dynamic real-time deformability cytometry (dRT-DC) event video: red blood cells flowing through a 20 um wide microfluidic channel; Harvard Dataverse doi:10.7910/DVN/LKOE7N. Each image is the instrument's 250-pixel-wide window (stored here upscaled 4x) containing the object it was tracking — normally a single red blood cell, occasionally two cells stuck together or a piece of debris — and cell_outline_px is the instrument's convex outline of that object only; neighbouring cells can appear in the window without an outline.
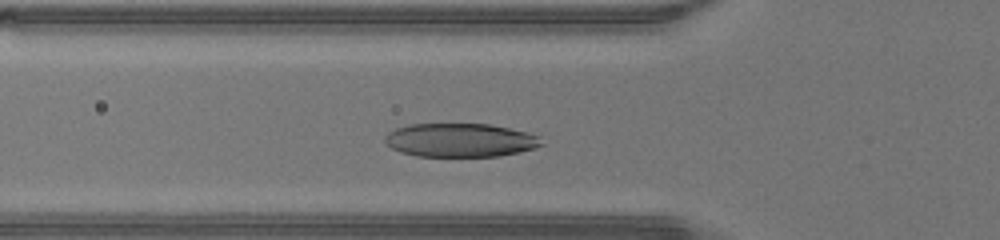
{"species": "human", "species_latin": "Homo sapiens", "temperature_condition": "warm", "stored_images_in_passage": 24, "camera_frame_rate_fps": 3000, "um_per_image_px": 0.085, "donor": {"sex": "male"}, "frame": {"image": 1, "passage_image": 2, "time_ms": 0.333, "image_size_px": [1000, 240], "cell_outline_px": [[544, 144], [536, 148], [520, 152], [500, 156], [416, 156], [400, 152], [392, 148], [384, 140], [384, 136], [388, 132], [396, 128], [408, 124], [488, 124], [508, 128], [540, 136]], "centroid_in_image_um": [39.12, 11.92], "position_along_channel_um": 86.7, "area_um2": 30.75}}
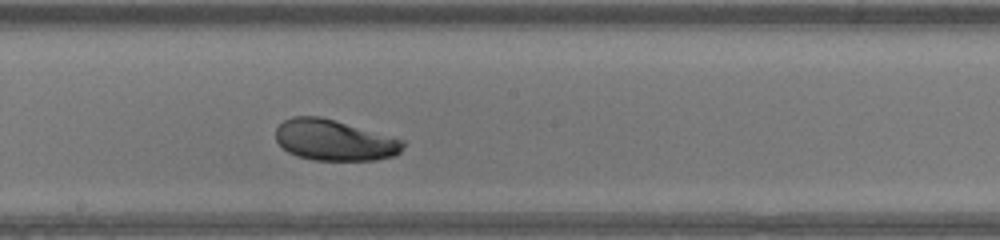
{"frame": {"image": 2, "passage_image": 11, "time_ms": 3.333, "image_size_px": [1000, 240], "cell_outline_px": [[404, 144], [400, 152], [396, 156], [376, 160], [316, 160], [296, 156], [288, 152], [276, 140], [276, 128], [284, 120], [292, 116], [320, 116], [404, 140]], "centroid_in_image_um": [28.41, 11.92], "position_along_channel_um": 219.8, "area_um2": 30.17}}
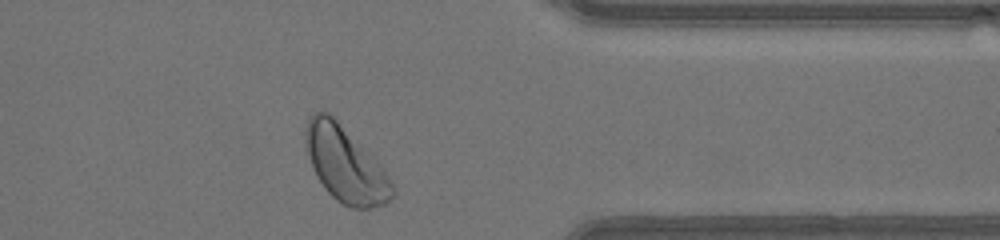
{"frame": {"image": 3, "passage_image": 23, "time_ms": 7.333, "image_size_px": [1000, 240], "cell_outline_px": [[396, 192], [384, 204], [368, 208], [352, 208], [336, 200], [324, 188], [316, 176], [304, 140], [304, 132], [308, 120], [312, 112], [328, 112], [384, 168], [392, 180]], "centroid_in_image_um": [29.36, 13.99], "position_along_channel_um": 382.0, "area_um2": 37.63}}